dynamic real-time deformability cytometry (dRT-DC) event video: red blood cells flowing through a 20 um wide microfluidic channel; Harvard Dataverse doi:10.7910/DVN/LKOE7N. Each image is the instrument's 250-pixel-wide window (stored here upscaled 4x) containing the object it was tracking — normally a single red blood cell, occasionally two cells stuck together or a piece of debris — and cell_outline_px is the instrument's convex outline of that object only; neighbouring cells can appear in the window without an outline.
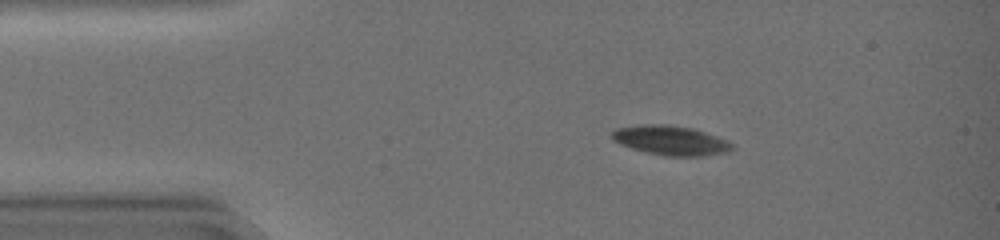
{"species": "common noctule bat (a hibernating species)", "species_latin": "Nyctalus noctula", "temperature_condition": "warm", "stored_images_in_passage": 45, "camera_frame_rate_fps": 3000, "um_per_image_px": 0.085, "animal": {"sex": "female", "body_mass_g": 19.0, "forearm_length_mm": 51.5}, "frame": {"image": 1, "passage_image": 7, "time_ms": 2.0, "image_size_px": [1000, 240], "cell_outline_px": [[732, 148], [728, 152], [704, 156], [664, 156], [644, 152], [620, 144], [612, 140], [612, 132], [616, 128], [660, 124], [664, 124], [692, 128], [704, 132], [724, 140], [732, 144]], "centroid_in_image_um": [56.99, 11.96], "position_along_channel_um": 28.0, "area_um2": 20.23}}
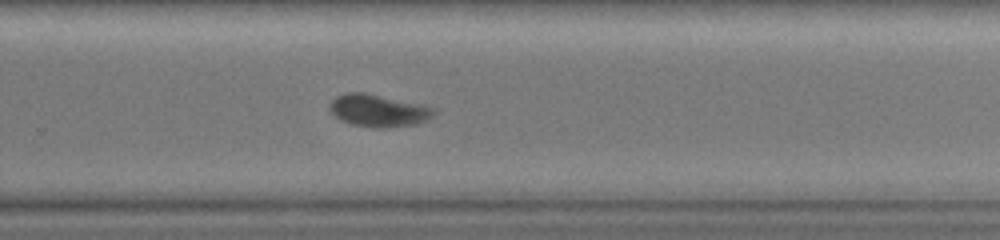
{"frame": {"image": 2, "passage_image": 30, "time_ms": 9.667, "image_size_px": [1000, 240], "cell_outline_px": [[436, 112], [432, 116], [416, 124], [376, 128], [352, 124], [340, 120], [328, 108], [328, 104], [336, 96], [344, 92], [364, 92], [416, 104], [432, 108]], "centroid_in_image_um": [32.06, 9.39], "position_along_channel_um": 297.7, "area_um2": 19.13}}
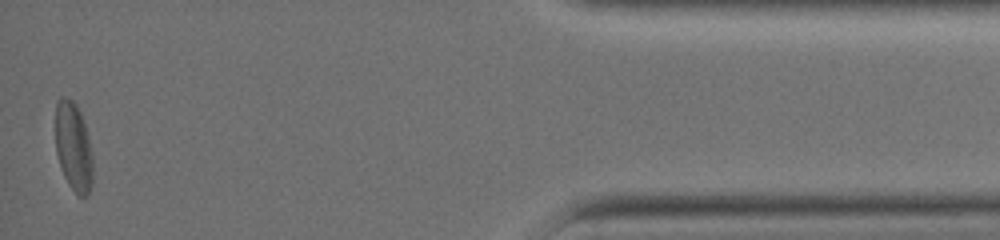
{"frame": {"image": 3, "passage_image": 44, "time_ms": 14.333, "image_size_px": [1000, 240], "cell_outline_px": [[92, 184], [88, 196], [80, 196], [68, 184], [64, 176], [56, 152], [56, 100], [60, 96], [64, 96], [72, 100], [76, 104], [80, 112], [88, 136], [92, 156]], "centroid_in_image_um": [6.24, 12.46], "position_along_channel_um": 429.0, "area_um2": 19.25}, "authors_computed_cell_mechanics": {"area_um2": 19.7098, "velocity_mm_per_s": 4.2028, "shape_relaxation_time_tau1_ms": 5.3598, "shape_relaxation_time_tau2_ms": 3.504, "deformation_change_tau1": 0.1721, "deformation_change_tau2": 0.0707}}